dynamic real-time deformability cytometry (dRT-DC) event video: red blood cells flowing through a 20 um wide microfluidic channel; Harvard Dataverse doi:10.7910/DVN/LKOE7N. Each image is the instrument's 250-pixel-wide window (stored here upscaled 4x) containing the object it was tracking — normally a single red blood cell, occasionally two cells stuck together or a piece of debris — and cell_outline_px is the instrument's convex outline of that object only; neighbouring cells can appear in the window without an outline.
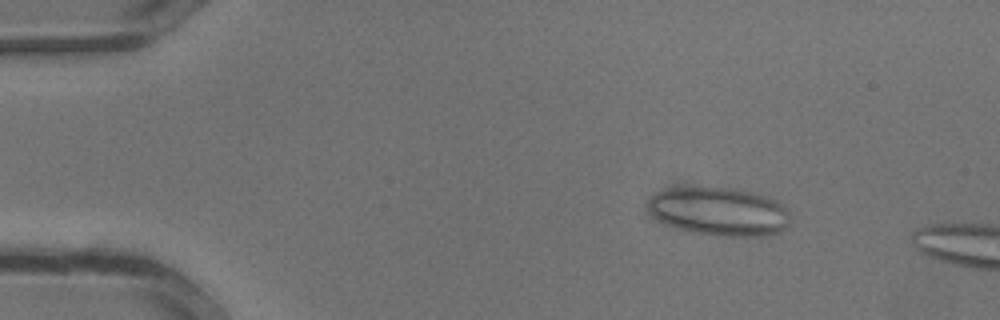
{"species": "common noctule bat (a hibernating species)", "species_latin": "Nyctalus noctula", "temperature_condition": "warm", "stored_images_in_passage": 3, "camera_frame_rate_fps": 3000, "um_per_image_px": 0.085, "animal": {"sex": "male", "body_mass_g": 13.3}, "frame": {"image": 1, "passage_image": 1, "time_ms": 0.0, "image_size_px": [1000, 320], "cell_outline_px": [[792, 212], [788, 224], [780, 232], [768, 236], [728, 236], [692, 232], [668, 224], [660, 220], [656, 216], [648, 204], [652, 196], [668, 188], [732, 188], [760, 192], [776, 200], [788, 208]], "centroid_in_image_um": [61.27, 17.97], "position_along_channel_um": 23.7, "area_um2": 39.88}}